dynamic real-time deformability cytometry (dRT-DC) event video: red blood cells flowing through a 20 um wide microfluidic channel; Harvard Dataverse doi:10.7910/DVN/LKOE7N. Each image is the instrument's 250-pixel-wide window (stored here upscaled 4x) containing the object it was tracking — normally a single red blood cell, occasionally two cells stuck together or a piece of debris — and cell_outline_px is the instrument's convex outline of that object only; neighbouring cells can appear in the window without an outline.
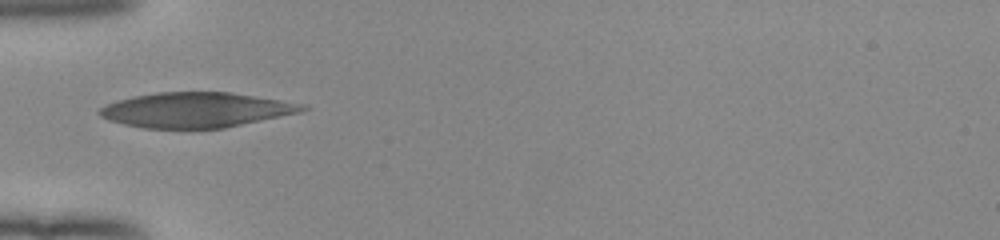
{"species": "human", "species_latin": "Homo sapiens", "temperature_condition": "room temperature", "stored_images_in_passage": 34, "camera_frame_rate_fps": 3000, "um_per_image_px": 0.085, "donor": {"sex": "female"}, "frame": {"image": 1, "passage_image": 1, "time_ms": 0.0, "image_size_px": [1000, 240], "cell_outline_px": [[308, 108], [300, 112], [224, 128], [144, 128], [124, 124], [108, 120], [100, 116], [96, 112], [100, 108], [116, 100], [156, 92], [228, 92], [308, 104]], "centroid_in_image_um": [16.65, 9.34], "position_along_channel_um": 68.3, "area_um2": 41.21}}
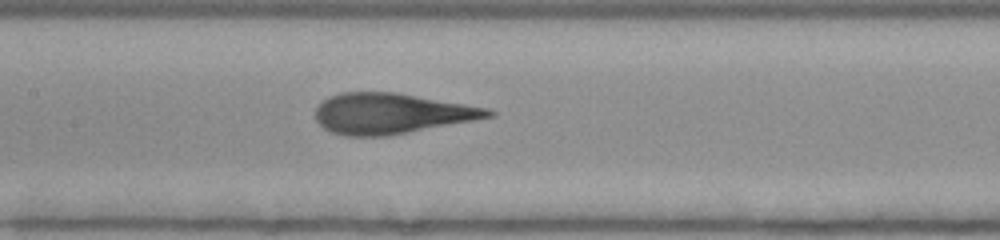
{"frame": {"image": 2, "passage_image": 9, "time_ms": 2.667, "image_size_px": [1000, 240], "cell_outline_px": [[496, 112], [492, 116], [472, 120], [388, 136], [344, 136], [332, 132], [324, 128], [316, 120], [316, 108], [328, 96], [340, 92], [396, 92], [488, 108]], "centroid_in_image_um": [33.22, 9.64], "position_along_channel_um": 174.2, "area_um2": 40.52}}
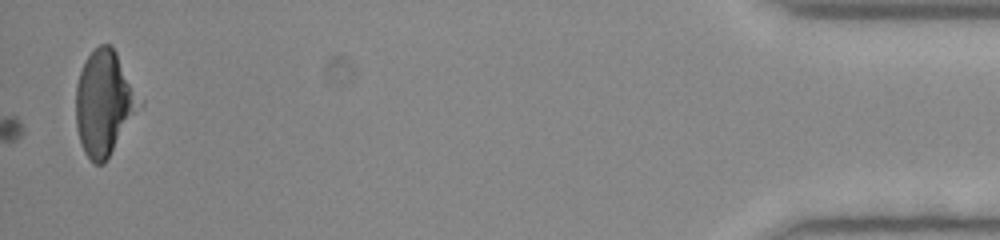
{"frame": {"image": 3, "passage_image": 34, "time_ms": 11.0, "image_size_px": [1000, 240], "cell_outline_px": [[144, 104], [104, 164], [92, 164], [84, 152], [80, 144], [76, 128], [76, 84], [80, 72], [88, 56], [100, 44], [108, 44], [116, 52], [144, 100]], "centroid_in_image_um": [8.89, 8.8], "position_along_channel_um": 426.3, "area_um2": 39.3}}